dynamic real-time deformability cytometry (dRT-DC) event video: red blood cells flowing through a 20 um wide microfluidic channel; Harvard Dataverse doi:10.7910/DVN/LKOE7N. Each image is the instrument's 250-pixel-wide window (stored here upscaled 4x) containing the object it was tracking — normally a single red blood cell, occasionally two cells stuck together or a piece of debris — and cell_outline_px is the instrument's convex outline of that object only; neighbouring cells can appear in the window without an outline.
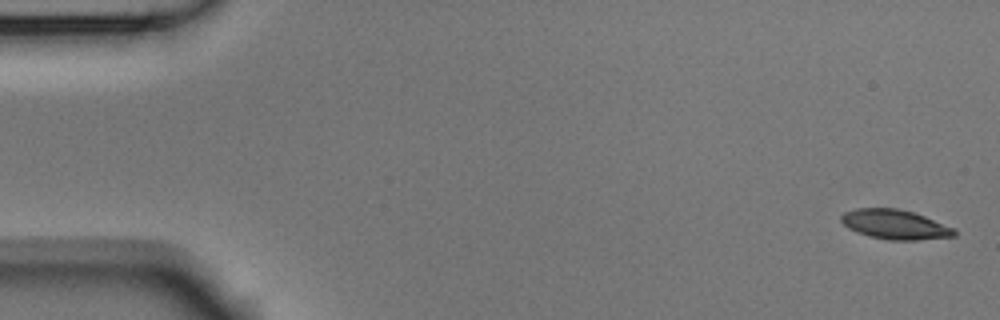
{"species": "Egyptian fruit bat (a non-hibernating species)", "species_latin": "Rousettus aegyptiacus", "temperature_condition": "room temperature", "stored_images_in_passage": 4, "camera_frame_rate_fps": 3000, "um_per_image_px": 0.085, "animal": {"sex": "male"}, "frame": {"image": 1, "passage_image": 1, "time_ms": 0.0, "image_size_px": [1000, 320], "cell_outline_px": [[956, 236], [916, 240], [888, 240], [868, 236], [856, 232], [848, 228], [840, 220], [840, 216], [844, 212], [856, 208], [896, 208], [912, 212], [924, 216], [956, 228]], "centroid_in_image_um": [76.07, 19.08], "position_along_channel_um": 8.9, "area_um2": 19.59}}
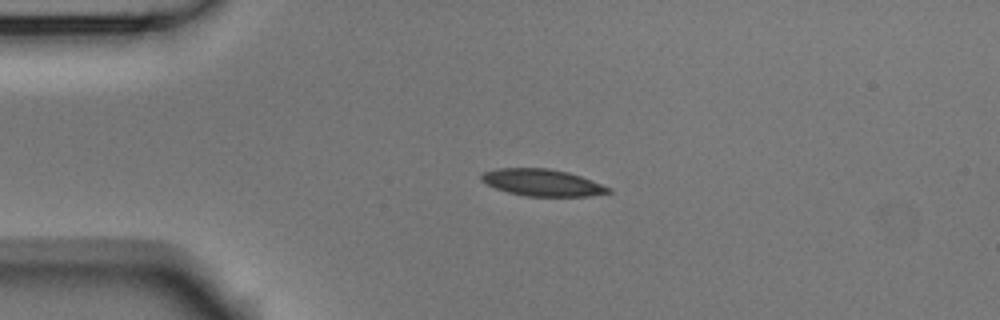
{"frame": {"image": 2, "passage_image": 4, "time_ms": 1.0, "image_size_px": [1000, 320], "cell_outline_px": [[612, 192], [588, 196], [524, 196], [508, 192], [496, 188], [480, 180], [480, 176], [484, 172], [496, 168], [548, 168], [568, 172], [580, 176], [612, 188]], "centroid_in_image_um": [46.09, 15.52], "position_along_channel_um": 38.9, "area_um2": 19.83}}